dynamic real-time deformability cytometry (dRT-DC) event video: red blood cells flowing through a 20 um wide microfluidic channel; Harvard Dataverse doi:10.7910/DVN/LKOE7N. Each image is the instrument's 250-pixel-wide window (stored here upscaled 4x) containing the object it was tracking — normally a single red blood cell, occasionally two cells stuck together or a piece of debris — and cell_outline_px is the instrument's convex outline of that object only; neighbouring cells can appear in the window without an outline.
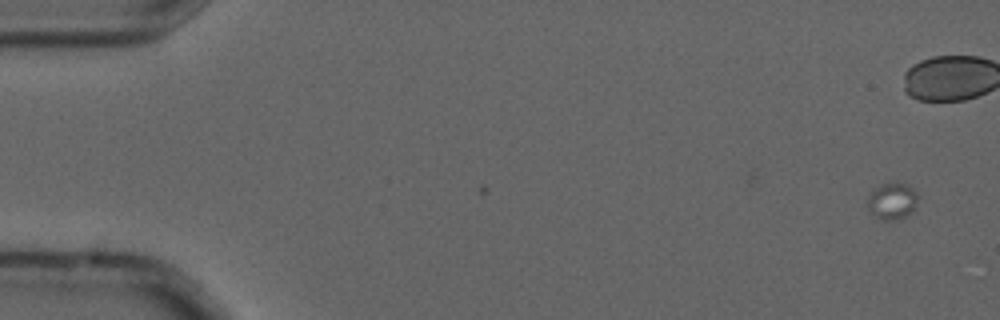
{"species": "common noctule bat (a hibernating species)", "species_latin": "Nyctalus noctula", "temperature_condition": "cold", "stored_images_in_passage": 2, "camera_frame_rate_fps": 3000, "um_per_image_px": 0.085, "animal": {"sex": "male", "forearm_length_mm": 52.5}, "frame": {"image": 1, "passage_image": 2, "time_ms": 0.333, "image_size_px": [1000, 320], "cell_outline_px": [[916, 204], [904, 216], [892, 220], [880, 220], [868, 208], [868, 196], [876, 188], [884, 184], [908, 184], [916, 192]], "centroid_in_image_um": [75.81, 17.09], "position_along_channel_um": 9.2, "area_um2": 10.12}}